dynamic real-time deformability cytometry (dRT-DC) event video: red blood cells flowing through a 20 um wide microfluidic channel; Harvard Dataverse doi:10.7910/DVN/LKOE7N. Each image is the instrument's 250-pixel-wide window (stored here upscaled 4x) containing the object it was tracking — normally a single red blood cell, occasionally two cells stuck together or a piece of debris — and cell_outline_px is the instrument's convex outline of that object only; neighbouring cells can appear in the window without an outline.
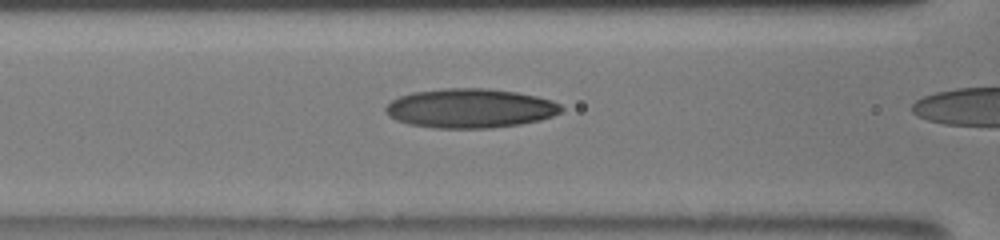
{"species": "human", "species_latin": "Homo sapiens", "temperature_condition": "room temperature", "stored_images_in_passage": 9, "camera_frame_rate_fps": 3000, "um_per_image_px": 0.085, "donor": {"sex": "male"}, "frame": {"image": 1, "passage_image": 8, "time_ms": 2.667, "image_size_px": [1000, 240], "cell_outline_px": [[564, 108], [560, 112], [552, 116], [540, 120], [520, 124], [492, 128], [432, 128], [408, 124], [396, 120], [388, 116], [384, 108], [392, 100], [400, 96], [412, 92], [444, 88], [488, 88], [516, 92], [536, 96], [552, 100], [560, 104]], "centroid_in_image_um": [39.95, 9.21], "position_along_channel_um": 126.7, "area_um2": 40.4}}